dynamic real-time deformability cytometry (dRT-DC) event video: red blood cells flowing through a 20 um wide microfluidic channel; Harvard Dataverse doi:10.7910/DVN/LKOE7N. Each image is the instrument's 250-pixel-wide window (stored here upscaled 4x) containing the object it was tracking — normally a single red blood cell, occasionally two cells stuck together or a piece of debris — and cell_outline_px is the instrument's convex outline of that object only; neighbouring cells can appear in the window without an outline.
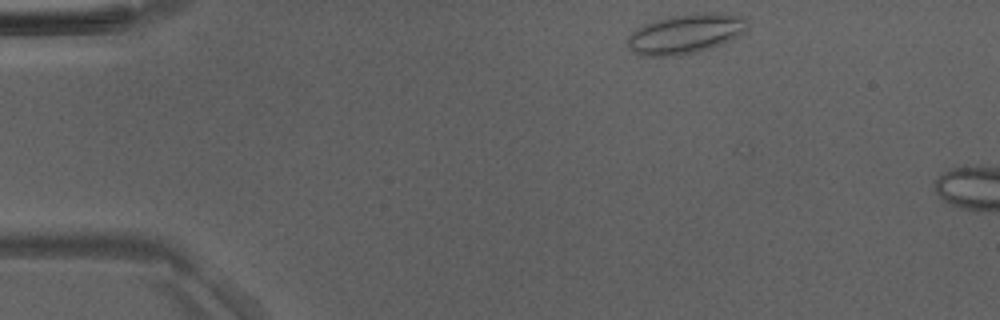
{"species": "Egyptian fruit bat (a non-hibernating species)", "species_latin": "Rousettus aegyptiacus", "temperature_condition": "room temperature", "stored_images_in_passage": 2, "camera_frame_rate_fps": 3000, "um_per_image_px": 0.085, "animal": {"sex": "male"}, "frame": {"image": 1, "passage_image": 1, "time_ms": 0.0, "image_size_px": [1000, 320], "cell_outline_px": [[748, 24], [744, 32], [720, 44], [696, 52], [680, 56], [640, 56], [632, 52], [628, 48], [628, 36], [632, 32], [644, 24], [656, 20], [672, 16], [704, 12], [716, 12], [740, 16], [748, 20]], "centroid_in_image_um": [58.24, 2.88], "position_along_channel_um": 26.8, "area_um2": 27.57}}